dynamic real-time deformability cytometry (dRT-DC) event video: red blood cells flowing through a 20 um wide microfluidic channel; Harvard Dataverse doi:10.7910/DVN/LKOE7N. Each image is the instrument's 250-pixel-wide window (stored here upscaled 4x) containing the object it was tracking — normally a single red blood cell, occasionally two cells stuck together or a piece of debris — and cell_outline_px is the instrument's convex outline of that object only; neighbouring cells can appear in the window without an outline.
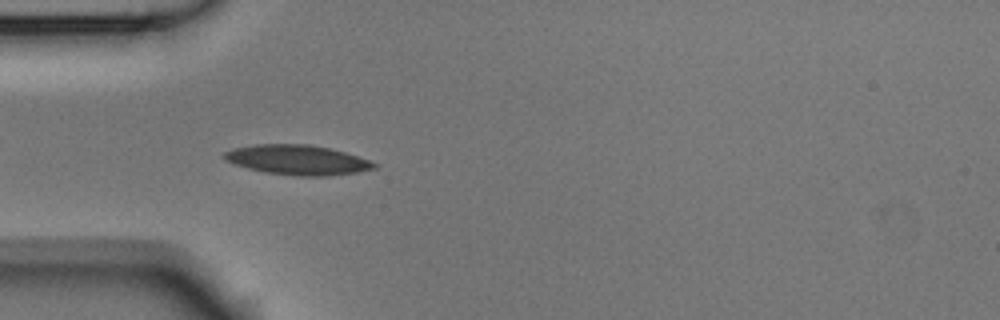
{"species": "Egyptian fruit bat (a non-hibernating species)", "species_latin": "Rousettus aegyptiacus", "temperature_condition": "room temperature", "stored_images_in_passage": 10, "camera_frame_rate_fps": 3000, "um_per_image_px": 0.085, "animal": {"sex": "male"}, "frame": {"image": 1, "passage_image": 5, "time_ms": 1.333, "image_size_px": [1000, 320], "cell_outline_px": [[380, 164], [376, 168], [356, 172], [328, 176], [300, 176], [264, 172], [248, 168], [224, 160], [220, 156], [224, 152], [232, 148], [256, 144], [308, 144], [328, 148], [344, 152]], "centroid_in_image_um": [25.25, 13.59], "position_along_channel_um": 59.8, "area_um2": 26.01}}
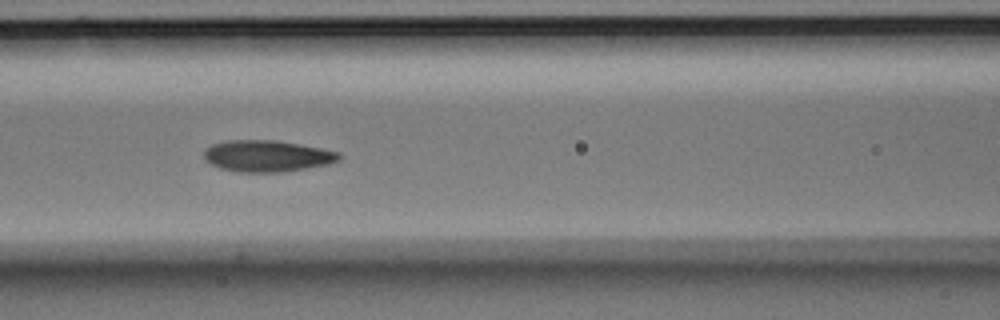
{"frame": {"image": 2, "passage_image": 7, "time_ms": 2.0, "image_size_px": [1000, 320], "cell_outline_px": [[340, 160], [328, 164], [284, 172], [240, 172], [220, 168], [212, 164], [204, 156], [204, 148], [212, 144], [224, 140], [276, 140], [300, 144], [340, 152]], "centroid_in_image_um": [22.7, 13.25], "position_along_channel_um": 143.9, "area_um2": 24.8}}
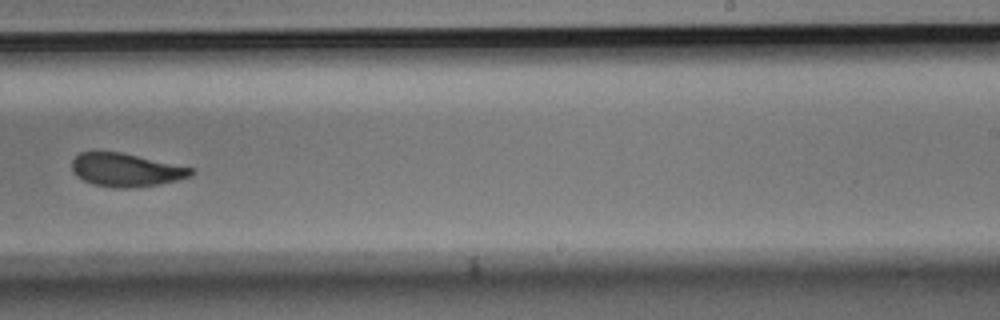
{"frame": {"image": 3, "passage_image": 10, "time_ms": 3.0, "image_size_px": [1000, 320], "cell_outline_px": [[196, 172], [192, 176], [176, 180], [156, 184], [132, 188], [112, 188], [92, 184], [76, 176], [72, 172], [72, 160], [80, 152], [120, 152], [196, 168]], "centroid_in_image_um": [10.73, 14.45], "position_along_channel_um": 278.3, "area_um2": 23.24}}